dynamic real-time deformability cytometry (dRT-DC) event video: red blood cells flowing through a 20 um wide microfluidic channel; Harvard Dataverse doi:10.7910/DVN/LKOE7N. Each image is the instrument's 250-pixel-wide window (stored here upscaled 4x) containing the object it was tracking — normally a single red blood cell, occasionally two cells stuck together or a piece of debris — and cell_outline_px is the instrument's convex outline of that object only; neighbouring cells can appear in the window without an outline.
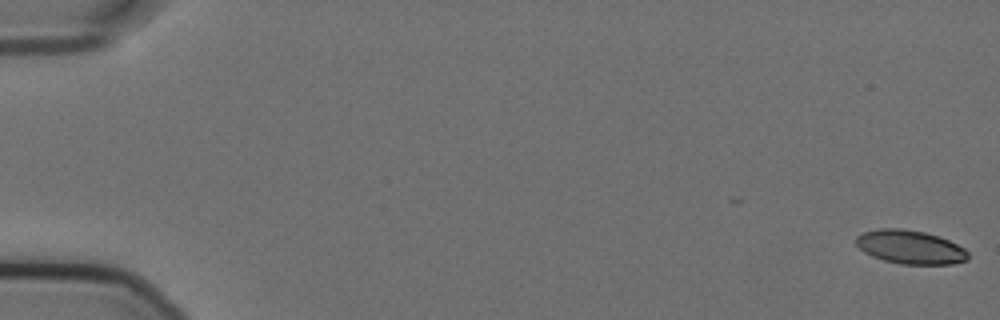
{"species": "Egyptian fruit bat (a non-hibernating species)", "species_latin": "Rousettus aegyptiacus", "temperature_condition": "cold", "stored_images_in_passage": 50, "camera_frame_rate_fps": 3000, "um_per_image_px": 0.085, "animal": {"sex": "female"}, "frame": {"image": 1, "passage_image": 1, "time_ms": 0.0, "image_size_px": [1000, 320], "cell_outline_px": [[968, 260], [952, 264], [900, 264], [884, 260], [872, 256], [864, 252], [856, 244], [856, 236], [864, 232], [880, 228], [900, 228], [924, 232], [940, 236], [964, 248], [968, 252]], "centroid_in_image_um": [77.37, 21.0], "position_along_channel_um": 7.6, "area_um2": 21.96}}
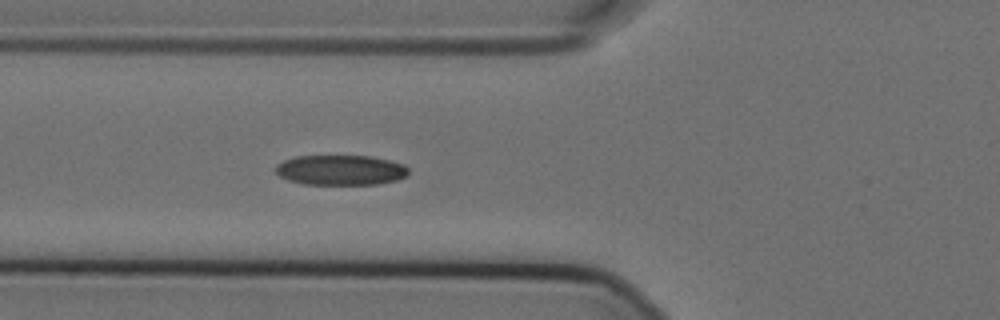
{"frame": {"image": 2, "passage_image": 22, "time_ms": 7.0, "image_size_px": [1000, 320], "cell_outline_px": [[408, 176], [396, 180], [376, 184], [304, 184], [288, 180], [280, 176], [276, 172], [276, 164], [284, 160], [296, 156], [368, 156], [388, 160], [404, 164], [408, 168]], "centroid_in_image_um": [28.95, 14.45], "position_along_channel_um": 96.8, "area_um2": 23.24}}
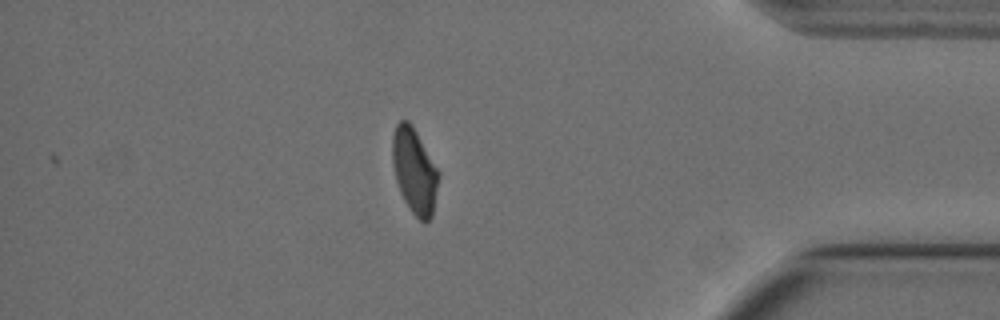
{"frame": {"image": 3, "passage_image": 50, "time_ms": 16.333, "image_size_px": [1000, 320], "cell_outline_px": [[440, 176], [432, 216], [424, 224], [412, 212], [404, 200], [400, 192], [396, 180], [392, 164], [392, 136], [396, 124], [400, 120], [408, 120], [412, 124], [440, 172]], "centroid_in_image_um": [35.23, 14.51], "position_along_channel_um": 400.0, "area_um2": 23.18}, "authors_computed_cell_mechanics": {"area_um2": 23.4957, "velocity_mm_per_s": 3.5784, "shape_relaxation_time_tau1_ms": 6.794, "shape_relaxation_time_tau2_ms": 2.9548, "deformation_change_tau1": 0.1793, "deformation_change_tau2": 0.0669}}